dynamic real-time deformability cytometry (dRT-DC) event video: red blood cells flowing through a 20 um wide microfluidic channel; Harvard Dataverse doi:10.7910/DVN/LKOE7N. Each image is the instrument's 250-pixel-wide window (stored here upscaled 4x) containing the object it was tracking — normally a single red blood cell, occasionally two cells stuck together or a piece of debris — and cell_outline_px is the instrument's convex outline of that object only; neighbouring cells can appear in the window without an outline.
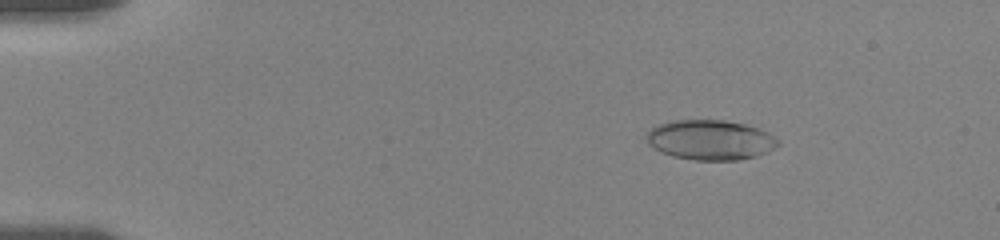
{"species": "human", "species_latin": "Homo sapiens", "temperature_condition": "room temperature", "stored_images_in_passage": 18, "camera_frame_rate_fps": 3000, "um_per_image_px": 0.085, "donor": {"sex": "female"}, "frame": {"image": 1, "passage_image": 3, "time_ms": 2.0, "image_size_px": [1000, 240], "cell_outline_px": [[780, 144], [756, 156], [736, 160], [692, 160], [672, 156], [660, 152], [652, 148], [648, 144], [644, 136], [656, 124], [668, 120], [724, 120], [744, 124], [760, 128], [768, 132], [780, 140]], "centroid_in_image_um": [60.32, 11.88], "position_along_channel_um": 24.7, "area_um2": 30.92}}
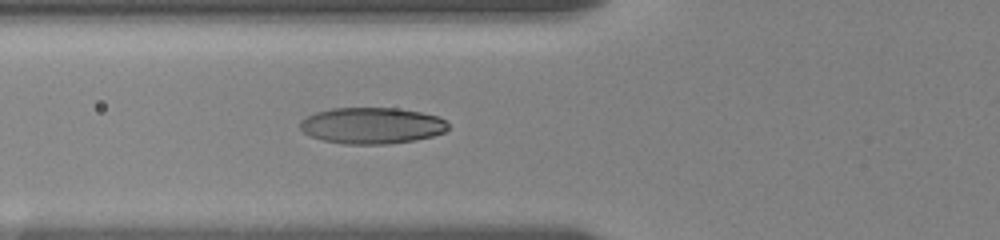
{"frame": {"image": 2, "passage_image": 13, "time_ms": 6.333, "image_size_px": [1000, 240], "cell_outline_px": [[448, 128], [444, 132], [432, 136], [416, 140], [384, 144], [344, 144], [324, 140], [312, 136], [304, 132], [300, 128], [300, 120], [316, 112], [332, 108], [396, 108], [420, 112], [440, 116], [448, 124]], "centroid_in_image_um": [31.62, 10.67], "position_along_channel_um": 94.2, "area_um2": 31.21}}
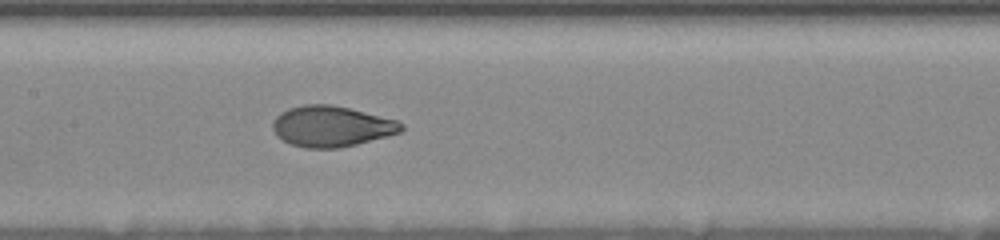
{"frame": {"image": 3, "passage_image": 18, "time_ms": 8.667, "image_size_px": [1000, 240], "cell_outline_px": [[404, 128], [400, 132], [388, 136], [356, 144], [336, 148], [304, 148], [292, 144], [276, 136], [272, 128], [272, 124], [276, 116], [280, 112], [288, 108], [304, 104], [332, 104], [400, 120], [404, 124]], "centroid_in_image_um": [28.19, 10.72], "position_along_channel_um": 179.2, "area_um2": 30.75}}